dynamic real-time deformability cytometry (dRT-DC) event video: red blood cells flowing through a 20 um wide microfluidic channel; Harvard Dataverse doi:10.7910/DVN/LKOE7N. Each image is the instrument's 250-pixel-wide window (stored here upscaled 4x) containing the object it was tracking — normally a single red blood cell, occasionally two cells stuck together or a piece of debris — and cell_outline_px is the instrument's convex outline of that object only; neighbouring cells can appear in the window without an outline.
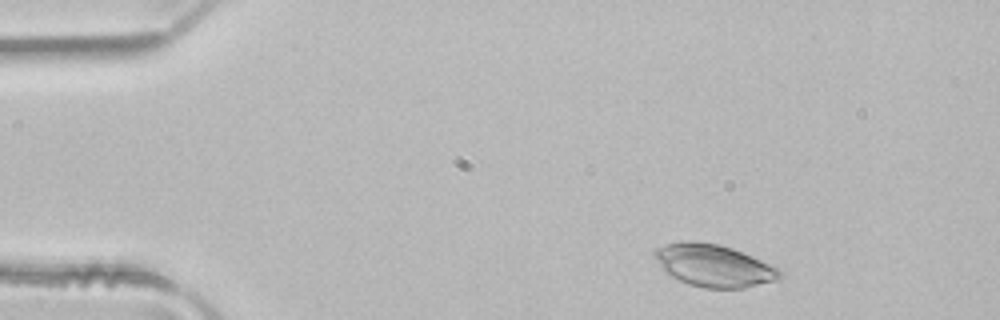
{"species": "common noctule bat (a hibernating species)", "species_latin": "Nyctalus noctula", "temperature_condition": "room temperature", "stored_images_in_passage": 3, "camera_frame_rate_fps": 3000, "um_per_image_px": 0.085, "animal": {"sex": "male", "body_mass_g": 21.5, "forearm_length_mm": 52.0}, "frame": {"image": 1, "passage_image": 1, "time_ms": 0.0, "image_size_px": [1000, 320], "cell_outline_px": [[784, 276], [780, 280], [744, 288], [704, 288], [688, 284], [664, 272], [656, 256], [656, 248], [664, 244], [684, 240], [696, 240], [720, 244], [732, 248], [752, 256], [780, 268], [784, 272]], "centroid_in_image_um": [60.74, 22.57], "position_along_channel_um": 24.3, "area_um2": 31.15}}